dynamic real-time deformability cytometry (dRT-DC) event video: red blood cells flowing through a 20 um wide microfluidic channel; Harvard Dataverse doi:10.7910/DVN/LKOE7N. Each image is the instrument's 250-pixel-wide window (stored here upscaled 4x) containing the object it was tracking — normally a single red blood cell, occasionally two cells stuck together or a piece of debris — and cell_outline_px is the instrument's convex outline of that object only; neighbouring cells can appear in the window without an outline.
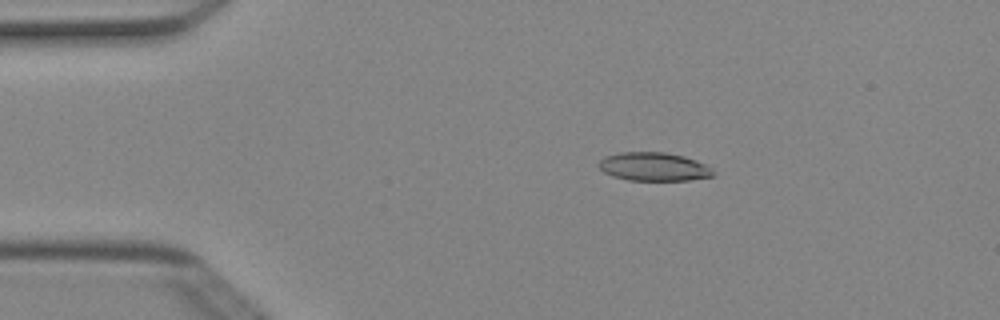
{"species": "Egyptian fruit bat (a non-hibernating species)", "species_latin": "Rousettus aegyptiacus", "temperature_condition": "cold", "stored_images_in_passage": 5, "camera_frame_rate_fps": 3000, "um_per_image_px": 0.085, "animal": {"sex": "female"}, "frame": {"image": 1, "passage_image": 2, "time_ms": 0.333, "image_size_px": [1000, 320], "cell_outline_px": [[716, 176], [688, 180], [628, 180], [612, 176], [604, 172], [596, 164], [604, 156], [620, 152], [664, 152], [684, 156], [696, 160], [712, 168]], "centroid_in_image_um": [55.56, 14.17], "position_along_channel_um": 29.4, "area_um2": 19.13}}
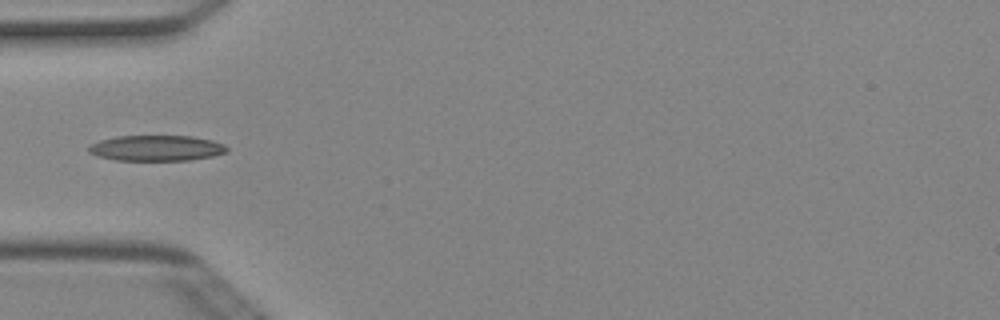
{"frame": {"image": 2, "passage_image": 4, "time_ms": 1.0, "image_size_px": [1000, 320], "cell_outline_px": [[228, 152], [212, 156], [192, 160], [116, 160], [96, 156], [88, 152], [88, 148], [92, 144], [100, 140], [116, 136], [192, 136], [212, 140], [224, 144], [228, 148]], "centroid_in_image_um": [13.31, 12.59], "position_along_channel_um": 71.7, "area_um2": 20.69}}
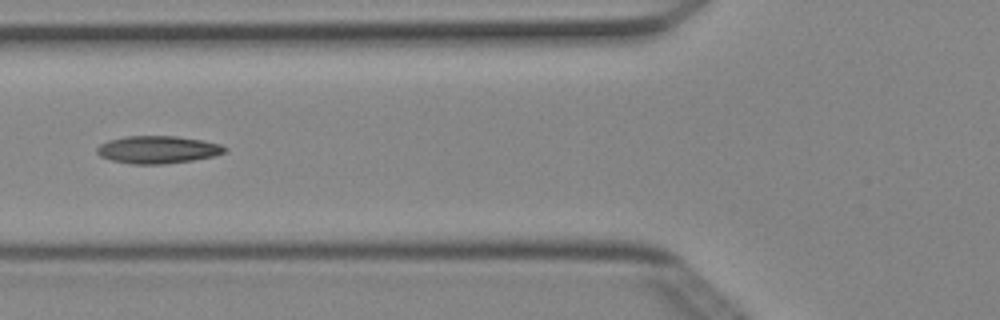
{"frame": {"image": 3, "passage_image": 5, "time_ms": 1.333, "image_size_px": [1000, 320], "cell_outline_px": [[228, 148], [224, 152], [212, 156], [192, 160], [164, 164], [132, 164], [112, 160], [100, 156], [96, 152], [96, 148], [100, 144], [108, 140], [124, 136], [176, 136], [200, 140], [220, 144]], "centroid_in_image_um": [13.36, 12.71], "position_along_channel_um": 112.4, "area_um2": 20.4}}